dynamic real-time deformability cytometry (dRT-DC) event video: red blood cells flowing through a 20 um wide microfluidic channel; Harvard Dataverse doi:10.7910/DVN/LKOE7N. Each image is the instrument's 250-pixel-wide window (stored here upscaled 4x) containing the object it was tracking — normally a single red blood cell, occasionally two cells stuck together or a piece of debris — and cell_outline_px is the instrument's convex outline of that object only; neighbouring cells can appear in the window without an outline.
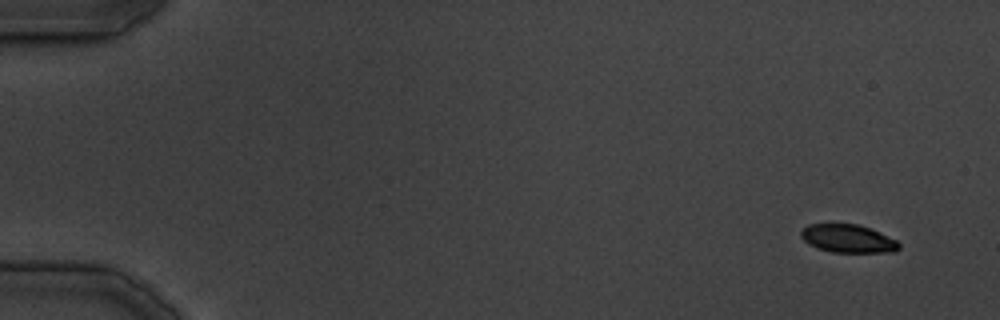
{"species": "common noctule bat (a hibernating species)", "species_latin": "Nyctalus noctula", "temperature_condition": "cold", "stored_images_in_passage": 37, "camera_frame_rate_fps": 3000, "um_per_image_px": 0.085, "animal": {"sex": "male", "body_mass_g": 19.5, "forearm_length_mm": 54.6}, "frame": {"image": 1, "passage_image": 1, "time_ms": 0.0, "image_size_px": [1000, 320], "cell_outline_px": [[900, 248], [896, 252], [832, 252], [816, 248], [808, 244], [800, 236], [800, 232], [808, 224], [856, 224], [872, 228], [896, 240], [900, 244]], "centroid_in_image_um": [72.08, 20.28], "position_along_channel_um": 12.9, "area_um2": 16.18}}
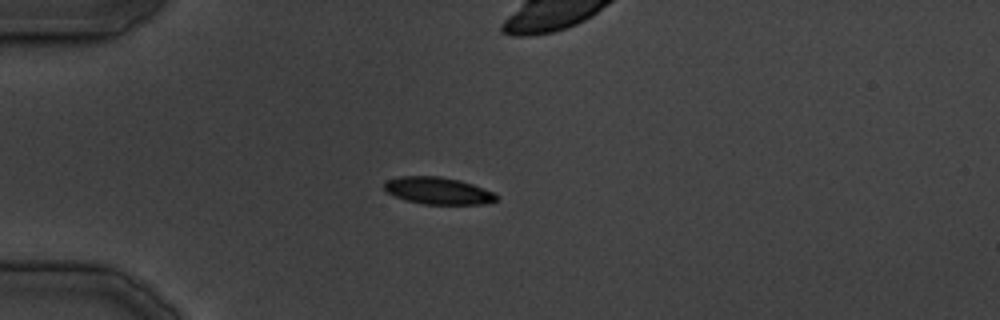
{"frame": {"image": 2, "passage_image": 10, "time_ms": 10.333, "image_size_px": [1000, 320], "cell_outline_px": [[500, 196], [496, 200], [484, 204], [424, 204], [408, 200], [396, 196], [388, 192], [384, 188], [384, 184], [388, 180], [400, 176], [440, 176], [460, 180], [496, 192]], "centroid_in_image_um": [37.3, 16.21], "position_along_channel_um": 47.7, "area_um2": 17.63}}